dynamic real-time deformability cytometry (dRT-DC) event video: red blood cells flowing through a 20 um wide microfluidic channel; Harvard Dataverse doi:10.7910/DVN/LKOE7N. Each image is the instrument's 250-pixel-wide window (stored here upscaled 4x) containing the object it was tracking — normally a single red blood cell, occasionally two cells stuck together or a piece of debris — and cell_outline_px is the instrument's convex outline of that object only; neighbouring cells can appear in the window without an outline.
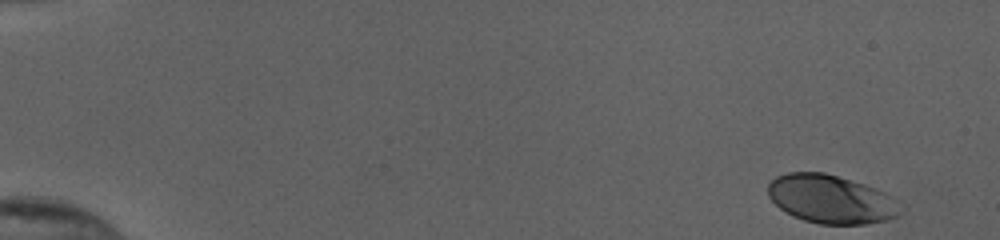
{"species": "human", "species_latin": "Homo sapiens", "temperature_condition": "cold", "stored_images_in_passage": 52, "camera_frame_rate_fps": 3000, "um_per_image_px": 0.085, "donor": {"sex": "female"}, "frame": {"image": 1, "passage_image": 1, "time_ms": 0.0, "image_size_px": [1000, 240], "cell_outline_px": [[904, 204], [896, 216], [888, 220], [868, 224], [820, 224], [804, 220], [792, 216], [780, 208], [768, 196], [768, 184], [776, 176], [788, 172], [824, 172], [864, 184], [876, 188], [892, 196]], "centroid_in_image_um": [70.66, 16.93], "position_along_channel_um": 14.3, "area_um2": 37.63}}
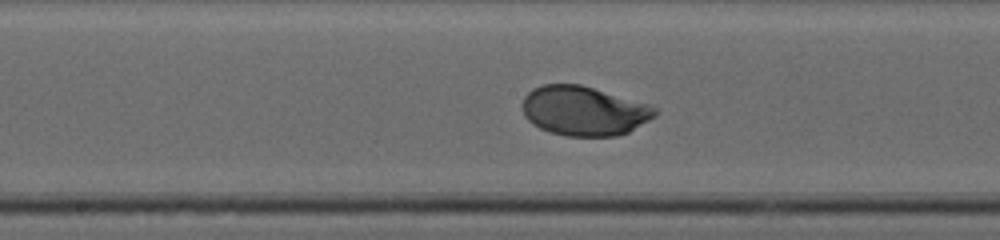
{"frame": {"image": 2, "passage_image": 28, "time_ms": 9.0, "image_size_px": [1000, 240], "cell_outline_px": [[656, 116], [628, 132], [616, 136], [568, 136], [548, 132], [532, 124], [524, 116], [524, 96], [532, 88], [544, 84], [580, 84], [648, 104], [656, 108]], "centroid_in_image_um": [49.62, 9.43], "position_along_channel_um": 198.6, "area_um2": 38.03}}
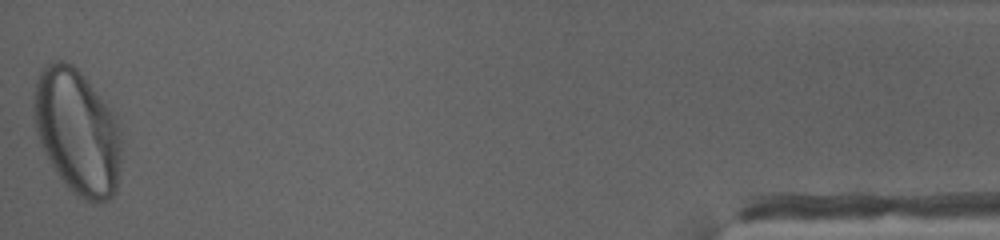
{"frame": {"image": 3, "passage_image": 52, "time_ms": 17.0, "image_size_px": [1000, 240], "cell_outline_px": [[120, 160], [116, 192], [108, 200], [84, 200], [72, 192], [64, 184], [52, 164], [36, 132], [32, 116], [32, 104], [36, 80], [40, 72], [48, 64], [56, 60], [60, 60], [72, 64], [80, 72], [116, 116], [120, 132]], "centroid_in_image_um": [6.55, 11.18], "position_along_channel_um": 428.6, "area_um2": 63.29}, "authors_computed_cell_mechanics": {"area_um2": 38.0613, "velocity_mm_per_s": 3.845, "shape_relaxation_time_tau1_ms": 2.0666, "shape_relaxation_time_tau2_ms": null, "deformation_change_tau1": 0.1437, "deformation_change_tau2": null}}